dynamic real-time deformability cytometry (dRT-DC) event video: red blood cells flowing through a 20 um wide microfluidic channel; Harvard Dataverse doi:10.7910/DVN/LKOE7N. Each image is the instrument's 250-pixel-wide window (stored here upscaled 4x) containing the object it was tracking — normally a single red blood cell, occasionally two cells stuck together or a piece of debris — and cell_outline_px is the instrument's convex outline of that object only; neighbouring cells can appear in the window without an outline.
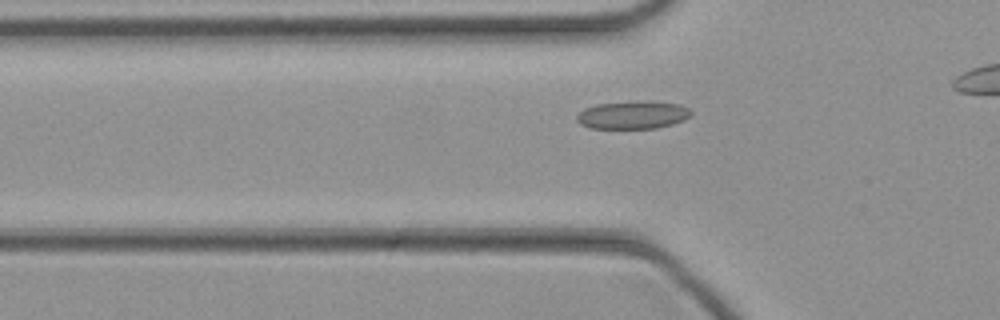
{"species": "common noctule bat (a hibernating species)", "species_latin": "Nyctalus noctula", "temperature_condition": "cold", "stored_images_in_passage": 31, "camera_frame_rate_fps": 3000, "um_per_image_px": 0.085, "animal": {"sex": "female", "body_mass_g": 21.9}, "frame": {"image": 1, "passage_image": 9, "time_ms": 2.667, "image_size_px": [1000, 320], "cell_outline_px": [[692, 112], [684, 120], [672, 124], [656, 128], [588, 128], [580, 124], [576, 120], [576, 116], [584, 108], [596, 104], [648, 100], [680, 104], [688, 108]], "centroid_in_image_um": [53.77, 9.76], "position_along_channel_um": 72.0, "area_um2": 18.67}}
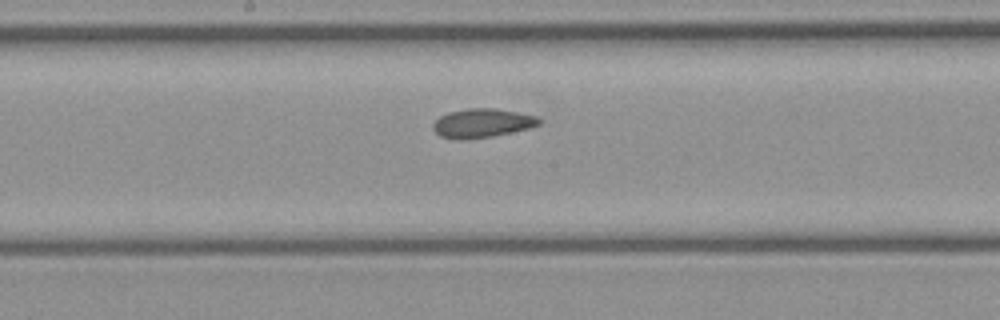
{"frame": {"image": 2, "passage_image": 18, "time_ms": 5.667, "image_size_px": [1000, 320], "cell_outline_px": [[540, 124], [528, 128], [512, 132], [492, 136], [456, 140], [452, 140], [440, 136], [432, 128], [432, 124], [440, 116], [448, 112], [468, 108], [496, 108], [536, 116], [540, 120]], "centroid_in_image_um": [40.94, 10.46], "position_along_channel_um": 207.3, "area_um2": 17.8}}
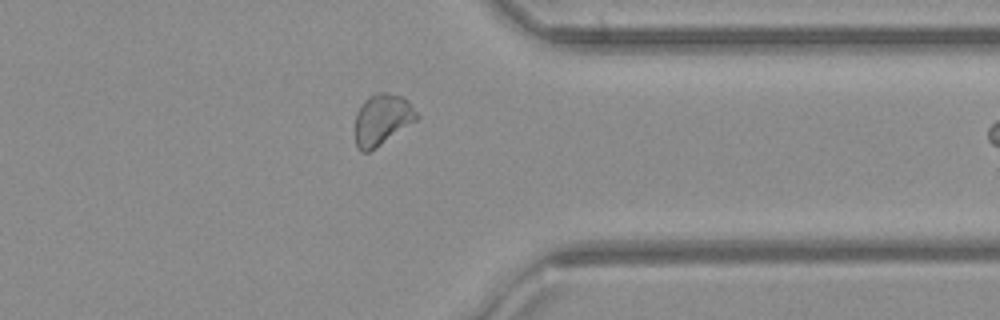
{"frame": {"image": 3, "passage_image": 30, "time_ms": 9.667, "image_size_px": [1000, 320], "cell_outline_px": [[420, 116], [416, 120], [376, 148], [368, 152], [360, 152], [356, 148], [356, 112], [360, 104], [364, 100], [376, 92], [388, 92], [400, 96], [408, 100]], "centroid_in_image_um": [32.47, 10.15], "position_along_channel_um": 378.9, "area_um2": 18.38}}